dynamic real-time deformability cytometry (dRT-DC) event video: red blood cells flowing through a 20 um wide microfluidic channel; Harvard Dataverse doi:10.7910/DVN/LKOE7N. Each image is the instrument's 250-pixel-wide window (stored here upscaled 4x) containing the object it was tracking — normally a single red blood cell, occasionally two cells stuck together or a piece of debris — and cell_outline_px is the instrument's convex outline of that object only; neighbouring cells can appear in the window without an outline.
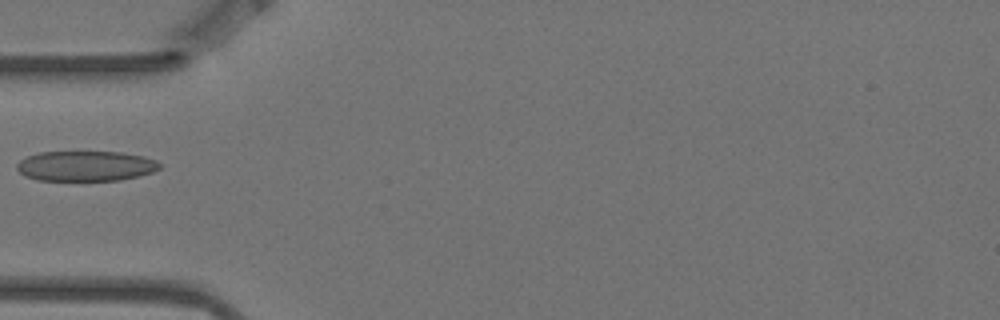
{"species": "Egyptian fruit bat (a non-hibernating species)", "species_latin": "Rousettus aegyptiacus", "temperature_condition": "warm", "stored_images_in_passage": 5, "camera_frame_rate_fps": 3000, "um_per_image_px": 0.085, "animal": {"sex": "female"}, "frame": {"image": 1, "passage_image": 5, "time_ms": 1.333, "image_size_px": [1000, 320], "cell_outline_px": [[160, 168], [152, 172], [140, 176], [120, 180], [36, 180], [24, 176], [16, 168], [16, 164], [20, 160], [28, 156], [40, 152], [120, 152], [144, 156], [156, 160], [160, 164]], "centroid_in_image_um": [7.28, 14.11], "position_along_channel_um": 77.7, "area_um2": 25.14}}